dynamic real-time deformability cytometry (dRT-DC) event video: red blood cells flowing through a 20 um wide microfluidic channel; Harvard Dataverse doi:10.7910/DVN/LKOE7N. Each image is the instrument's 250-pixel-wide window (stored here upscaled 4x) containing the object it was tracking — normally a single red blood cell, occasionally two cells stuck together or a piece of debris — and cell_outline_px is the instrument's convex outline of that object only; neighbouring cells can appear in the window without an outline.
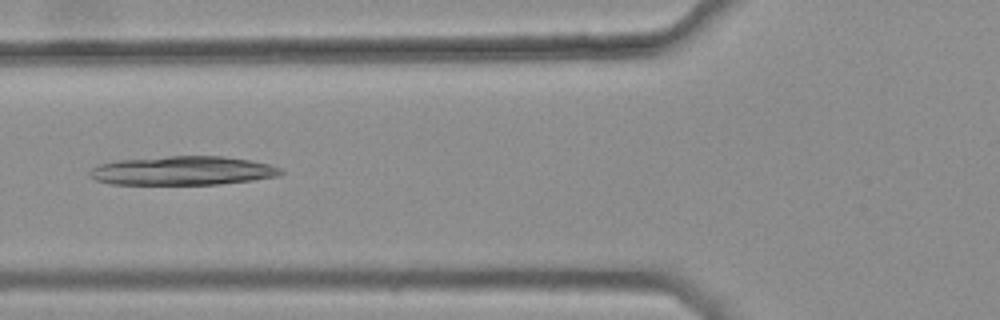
{"species": "common noctule bat (a hibernating species)", "species_latin": "Nyctalus noctula", "temperature_condition": "warm", "stored_images_in_passage": 29, "camera_frame_rate_fps": 3000, "um_per_image_px": 0.085, "animal": {"sex": "female", "body_mass_g": 25.1}, "frame": {"image": 1, "passage_image": 5, "time_ms": 1.333, "image_size_px": [1000, 320], "cell_outline_px": [[284, 172], [276, 176], [252, 180], [220, 184], [112, 184], [96, 180], [88, 176], [88, 172], [96, 164], [116, 160], [168, 156], [224, 156], [248, 160], [268, 164], [280, 168]], "centroid_in_image_um": [15.46, 14.5], "position_along_channel_um": 110.3, "area_um2": 32.19}}
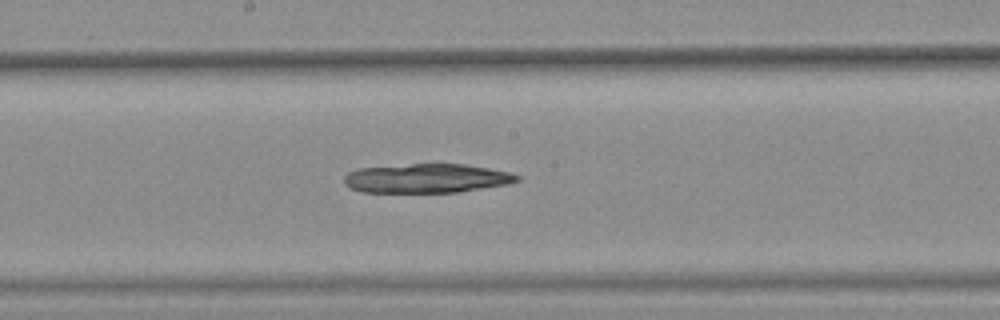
{"frame": {"image": 2, "passage_image": 13, "time_ms": 4.0, "image_size_px": [1000, 320], "cell_outline_px": [[520, 180], [508, 184], [456, 192], [360, 192], [348, 188], [344, 184], [344, 176], [348, 172], [360, 168], [432, 160], [464, 164], [488, 168], [508, 172], [520, 176]], "centroid_in_image_um": [36.21, 15.11], "position_along_channel_um": 212.0, "area_um2": 30.46}}
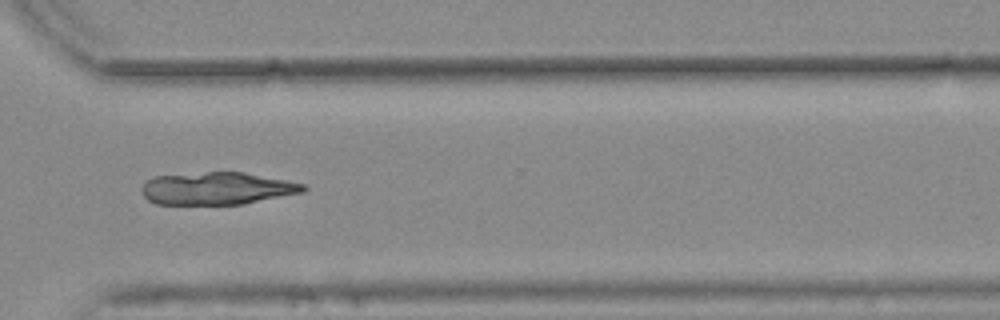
{"frame": {"image": 3, "passage_image": 24, "time_ms": 7.667, "image_size_px": [1000, 320], "cell_outline_px": [[308, 188], [304, 192], [244, 204], [156, 204], [148, 200], [144, 196], [140, 188], [152, 176], [208, 172], [244, 172], [308, 184]], "centroid_in_image_um": [18.49, 16.01], "position_along_channel_um": 352.1, "area_um2": 30.75}}